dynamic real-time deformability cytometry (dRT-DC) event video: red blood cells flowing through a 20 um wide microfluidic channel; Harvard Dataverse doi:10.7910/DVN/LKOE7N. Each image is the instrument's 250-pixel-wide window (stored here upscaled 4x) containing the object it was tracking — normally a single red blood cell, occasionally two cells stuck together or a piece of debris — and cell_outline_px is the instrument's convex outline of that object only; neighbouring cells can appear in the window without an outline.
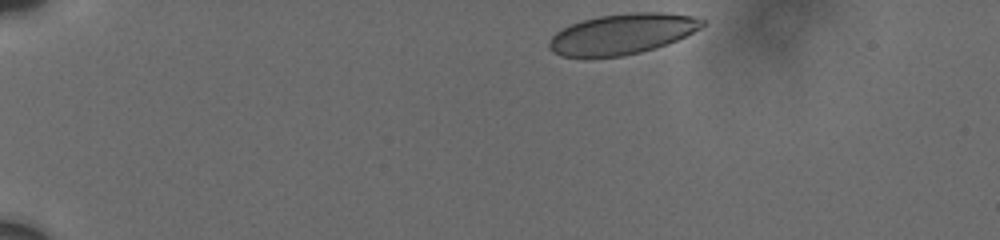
{"species": "human", "species_latin": "Homo sapiens", "temperature_condition": "cold", "stored_images_in_passage": 13, "camera_frame_rate_fps": 3000, "um_per_image_px": 0.085, "donor": {"sex": "male"}, "frame": {"image": 1, "passage_image": 1, "time_ms": 0.0, "image_size_px": [1000, 240], "cell_outline_px": [[704, 24], [700, 28], [668, 44], [656, 48], [624, 56], [560, 56], [552, 52], [548, 48], [548, 44], [552, 36], [556, 32], [572, 24], [584, 20], [600, 16], [628, 12], [664, 12], [696, 16], [704, 20]], "centroid_in_image_um": [52.9, 2.88], "position_along_channel_um": 32.1, "area_um2": 35.95}}
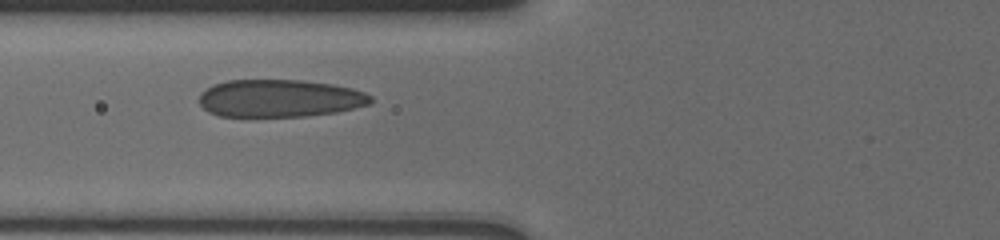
{"frame": {"image": 2, "passage_image": 11, "time_ms": 4.333, "image_size_px": [1000, 240], "cell_outline_px": [[372, 104], [336, 112], [304, 116], [220, 116], [208, 112], [200, 104], [200, 92], [212, 84], [228, 80], [300, 80], [332, 84], [352, 88], [364, 92], [372, 96]], "centroid_in_image_um": [23.77, 8.35], "position_along_channel_um": 102.0, "area_um2": 37.63}}
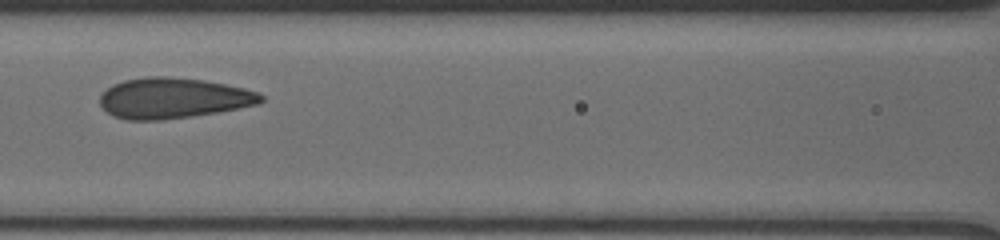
{"frame": {"image": 3, "passage_image": 13, "time_ms": 5.667, "image_size_px": [1000, 240], "cell_outline_px": [[264, 100], [260, 104], [216, 112], [192, 116], [164, 120], [128, 120], [112, 116], [100, 104], [100, 92], [112, 84], [124, 80], [148, 76], [168, 76], [204, 80], [244, 88], [256, 92], [264, 96]], "centroid_in_image_um": [14.69, 8.34], "position_along_channel_um": 151.9, "area_um2": 38.26}}